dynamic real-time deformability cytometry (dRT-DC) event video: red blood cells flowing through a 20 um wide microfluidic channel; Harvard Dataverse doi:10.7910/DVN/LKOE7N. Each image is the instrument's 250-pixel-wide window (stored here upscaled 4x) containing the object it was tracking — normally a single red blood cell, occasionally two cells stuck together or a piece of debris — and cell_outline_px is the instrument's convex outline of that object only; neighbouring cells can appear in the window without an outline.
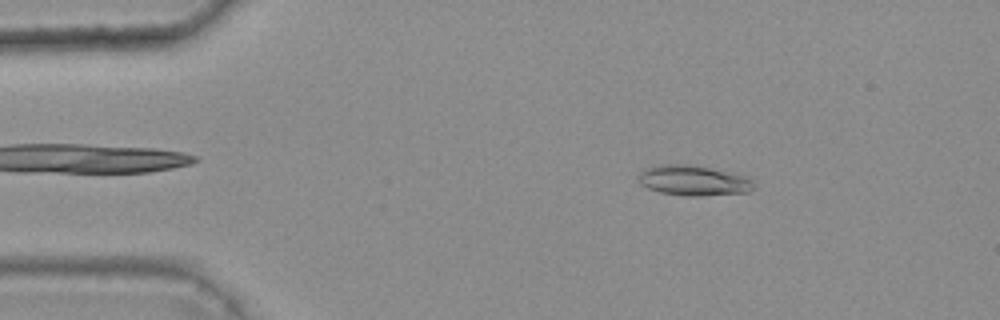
{"species": "common noctule bat (a hibernating species)", "species_latin": "Nyctalus noctula", "temperature_condition": "warm", "stored_images_in_passage": 46, "camera_frame_rate_fps": 3000, "um_per_image_px": 0.085, "animal": {"sex": "female", "body_mass_g": 25.1}, "frame": {"image": 1, "passage_image": 7, "time_ms": 2.0, "image_size_px": [1000, 320], "cell_outline_px": [[752, 188], [748, 192], [700, 196], [688, 196], [660, 192], [648, 188], [640, 184], [636, 176], [640, 172], [648, 168], [668, 164], [680, 164], [708, 168], [740, 176], [752, 180]], "centroid_in_image_um": [58.86, 15.37], "position_along_channel_um": 26.1, "area_um2": 19.59}}
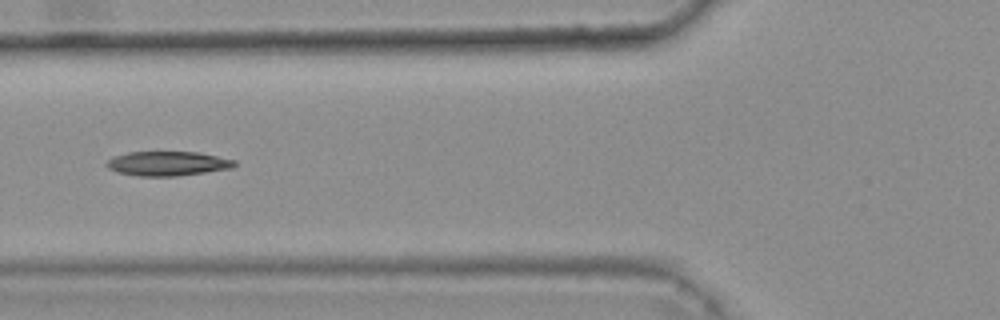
{"frame": {"image": 2, "passage_image": 19, "time_ms": 6.0, "image_size_px": [1000, 320], "cell_outline_px": [[236, 164], [232, 168], [176, 176], [140, 176], [120, 172], [108, 168], [104, 164], [112, 156], [128, 152], [200, 152], [236, 160]], "centroid_in_image_um": [14.25, 13.89], "position_along_channel_um": 111.6, "area_um2": 18.15}}
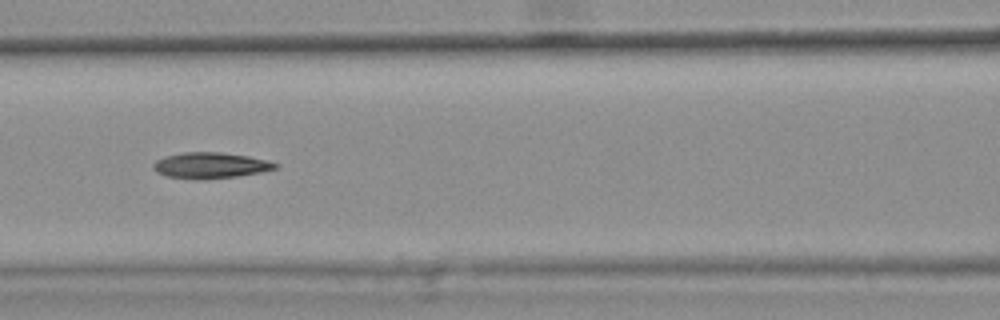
{"frame": {"image": 3, "passage_image": 22, "time_ms": 7.0, "image_size_px": [1000, 320], "cell_outline_px": [[280, 164], [276, 168], [260, 172], [236, 176], [168, 176], [156, 172], [152, 168], [152, 164], [156, 160], [168, 156], [184, 152], [220, 152], [248, 156]], "centroid_in_image_um": [17.9, 14.0], "position_along_channel_um": 148.7, "area_um2": 17.22}, "authors_computed_cell_mechanics": {"area_um2": 18.2359, "velocity_mm_per_s": 3.7012, "shape_relaxation_time_tau1_ms": null, "shape_relaxation_time_tau2_ms": 8.3952, "deformation_change_tau1": null, "deformation_change_tau2": 0.181}}